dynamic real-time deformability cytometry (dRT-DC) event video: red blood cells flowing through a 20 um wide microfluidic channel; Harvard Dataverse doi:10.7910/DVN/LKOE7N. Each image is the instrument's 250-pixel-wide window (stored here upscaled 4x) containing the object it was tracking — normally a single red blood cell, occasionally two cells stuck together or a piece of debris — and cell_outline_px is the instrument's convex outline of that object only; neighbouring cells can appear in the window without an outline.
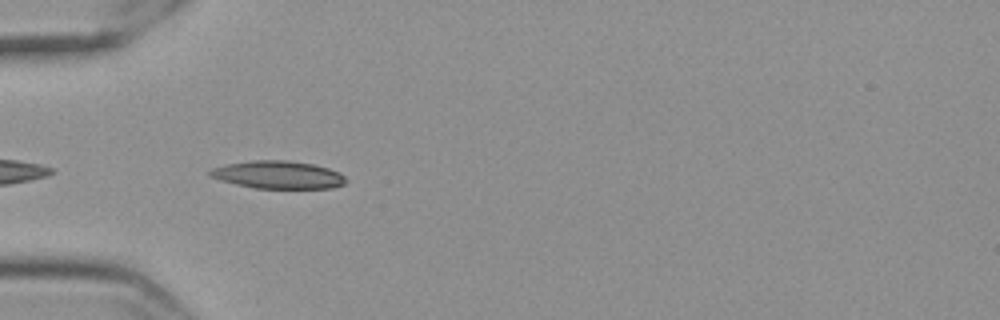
{"species": "Egyptian fruit bat (a non-hibernating species)", "species_latin": "Rousettus aegyptiacus", "temperature_condition": "cold", "stored_images_in_passage": 5, "camera_frame_rate_fps": 3000, "um_per_image_px": 0.085, "frame": {"image": 1, "passage_image": 2, "time_ms": 0.333, "image_size_px": [1000, 320], "cell_outline_px": [[348, 180], [344, 184], [332, 188], [256, 188], [236, 184], [208, 176], [208, 172], [212, 168], [228, 164], [252, 160], [288, 160], [312, 164], [328, 168], [340, 172]], "centroid_in_image_um": [23.66, 14.85], "position_along_channel_um": 61.3, "area_um2": 21.91}}